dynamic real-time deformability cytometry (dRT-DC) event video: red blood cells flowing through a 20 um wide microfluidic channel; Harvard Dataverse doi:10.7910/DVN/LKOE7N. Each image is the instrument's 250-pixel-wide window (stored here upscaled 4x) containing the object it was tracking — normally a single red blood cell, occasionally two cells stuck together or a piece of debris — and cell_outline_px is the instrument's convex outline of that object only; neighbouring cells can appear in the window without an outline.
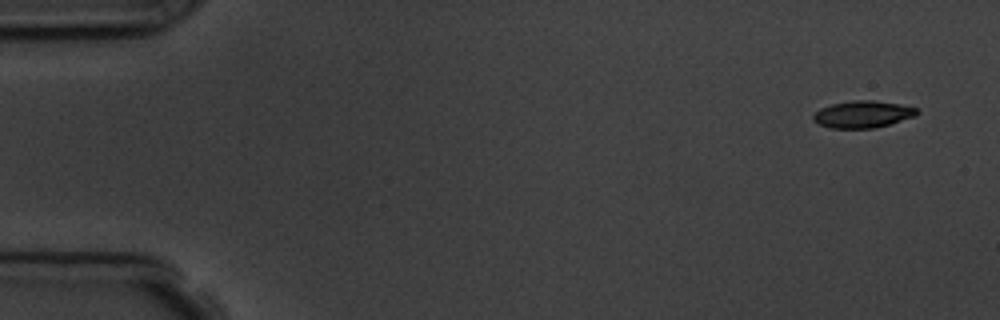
{"species": "common noctule bat (a hibernating species)", "species_latin": "Nyctalus noctula", "temperature_condition": "room temperature", "stored_images_in_passage": 4, "camera_frame_rate_fps": 3000, "um_per_image_px": 0.085, "animal": {"sex": "male", "body_mass_g": 19.5, "forearm_length_mm": 54.6}, "frame": {"image": 1, "passage_image": 1, "time_ms": 0.0, "image_size_px": [1000, 320], "cell_outline_px": [[920, 112], [916, 116], [888, 124], [872, 128], [828, 128], [812, 120], [812, 116], [820, 108], [832, 104], [852, 100], [872, 100], [900, 104], [916, 108]], "centroid_in_image_um": [73.32, 9.71], "position_along_channel_um": 11.7, "area_um2": 16.24}}
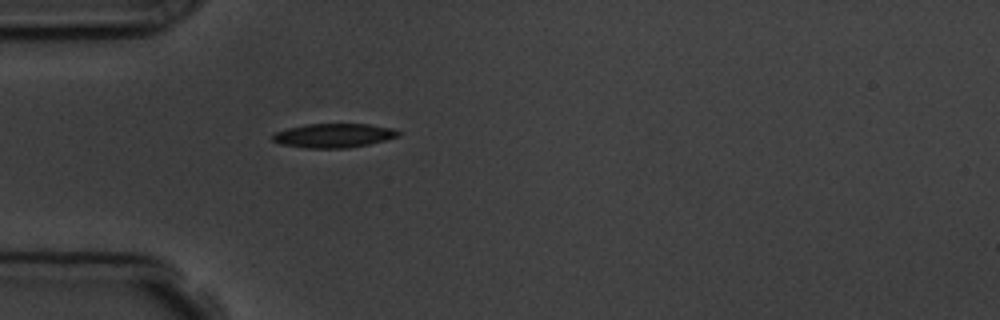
{"frame": {"image": 2, "passage_image": 4, "time_ms": 4.333, "image_size_px": [1000, 320], "cell_outline_px": [[400, 136], [368, 144], [348, 148], [304, 148], [280, 144], [272, 140], [272, 136], [276, 132], [288, 128], [308, 124], [368, 124], [392, 128], [400, 132]], "centroid_in_image_um": [28.35, 11.52], "position_along_channel_um": 56.6, "area_um2": 17.57}}